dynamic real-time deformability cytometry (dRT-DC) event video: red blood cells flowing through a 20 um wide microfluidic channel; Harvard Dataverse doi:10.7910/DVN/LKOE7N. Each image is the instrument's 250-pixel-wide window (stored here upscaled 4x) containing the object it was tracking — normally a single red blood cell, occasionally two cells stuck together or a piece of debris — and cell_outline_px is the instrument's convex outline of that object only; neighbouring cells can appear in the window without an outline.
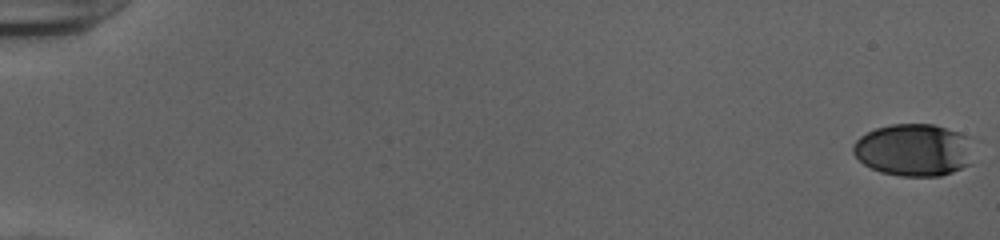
{"species": "human", "species_latin": "Homo sapiens", "temperature_condition": "cold", "stored_images_in_passage": 54, "camera_frame_rate_fps": 3000, "um_per_image_px": 0.085, "donor": {"sex": "female"}, "frame": {"image": 1, "passage_image": 1, "time_ms": 0.0, "image_size_px": [1000, 240], "cell_outline_px": [[972, 164], [952, 172], [940, 176], [900, 176], [880, 172], [864, 164], [852, 152], [852, 148], [856, 140], [860, 136], [876, 128], [892, 124], [932, 124], [960, 132], [972, 136]], "centroid_in_image_um": [77.73, 12.74], "position_along_channel_um": 7.3, "area_um2": 37.17}}
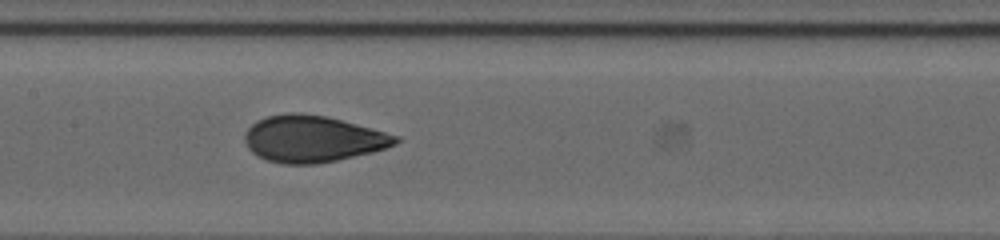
{"frame": {"image": 2, "passage_image": 29, "time_ms": 9.333, "image_size_px": [1000, 240], "cell_outline_px": [[400, 140], [396, 144], [372, 152], [336, 160], [316, 164], [284, 164], [268, 160], [252, 152], [248, 148], [244, 140], [244, 136], [248, 128], [252, 124], [268, 116], [288, 112], [296, 112], [328, 116], [400, 136]], "centroid_in_image_um": [26.59, 11.8], "position_along_channel_um": 180.8, "area_um2": 40.75}}
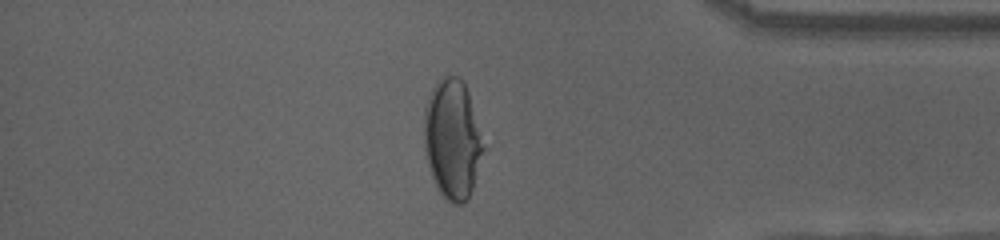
{"frame": {"image": 3, "passage_image": 47, "time_ms": 15.333, "image_size_px": [1000, 240], "cell_outline_px": [[484, 148], [472, 188], [468, 196], [460, 204], [452, 204], [444, 200], [432, 176], [428, 164], [424, 148], [424, 108], [428, 96], [436, 80], [444, 76], [460, 76], [468, 92]], "centroid_in_image_um": [38.41, 11.81], "position_along_channel_um": 396.8, "area_um2": 40.81}, "authors_computed_cell_mechanics": {"area_um2": 39.6797, "velocity_mm_per_s": 3.9389, "shape_relaxation_time_tau1_ms": 4.481, "shape_relaxation_time_tau2_ms": 0.7962, "deformation_change_tau1": 0.1906, "deformation_change_tau2": 0.0556}}